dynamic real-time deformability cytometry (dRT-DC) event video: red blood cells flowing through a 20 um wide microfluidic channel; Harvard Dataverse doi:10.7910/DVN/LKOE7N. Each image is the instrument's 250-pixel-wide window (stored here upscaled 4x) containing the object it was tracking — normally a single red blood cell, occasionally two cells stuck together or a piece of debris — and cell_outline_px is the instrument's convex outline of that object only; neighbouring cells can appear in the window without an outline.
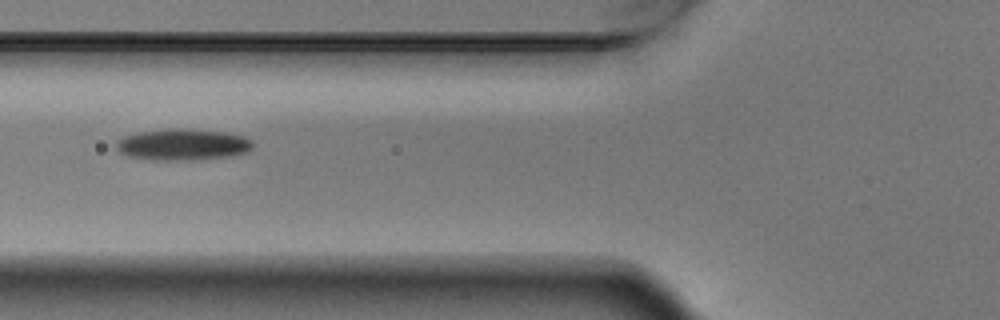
{"species": "Egyptian fruit bat (a non-hibernating species)", "species_latin": "Rousettus aegyptiacus", "temperature_condition": "warm", "stored_images_in_passage": 8, "camera_frame_rate_fps": 3000, "um_per_image_px": 0.085, "animal": {"sex": "male"}, "frame": {"image": 1, "passage_image": 6, "time_ms": 1.667, "image_size_px": [1000, 320], "cell_outline_px": [[252, 148], [248, 152], [232, 156], [200, 160], [152, 160], [128, 156], [120, 152], [116, 148], [116, 140], [124, 136], [136, 132], [172, 128], [180, 128], [228, 132], [244, 136], [252, 140]], "centroid_in_image_um": [15.55, 12.29], "position_along_channel_um": 110.3, "area_um2": 25.43}}
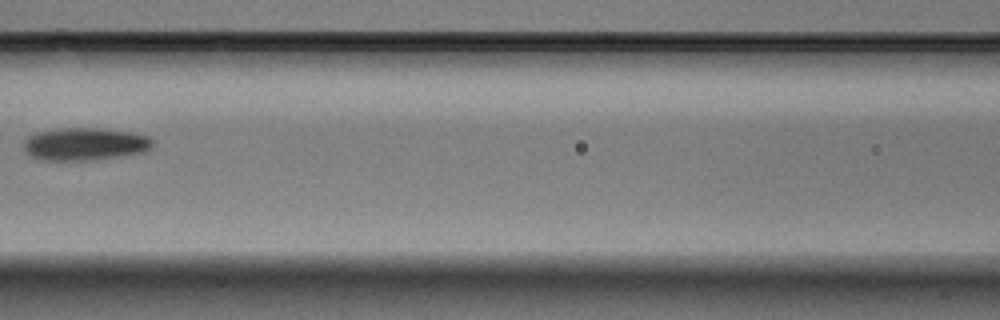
{"frame": {"image": 2, "passage_image": 7, "time_ms": 2.0, "image_size_px": [1000, 320], "cell_outline_px": [[152, 148], [144, 152], [96, 160], [40, 160], [32, 156], [24, 148], [24, 140], [28, 136], [36, 132], [60, 128], [96, 128], [132, 132], [148, 136], [152, 140]], "centroid_in_image_um": [7.22, 12.24], "position_along_channel_um": 159.4, "area_um2": 24.57}}
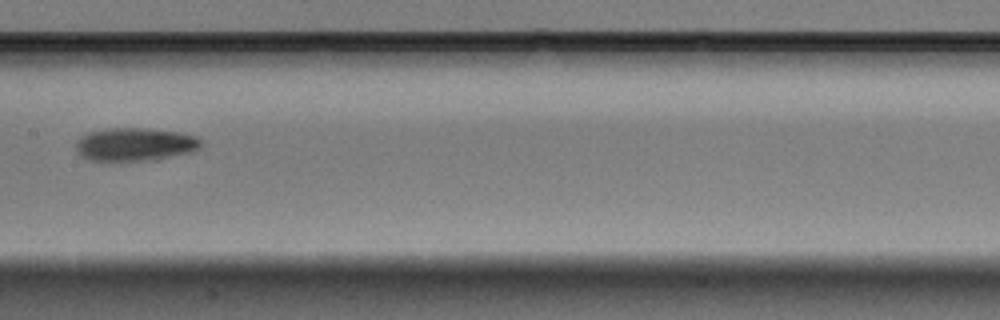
{"frame": {"image": 3, "passage_image": 8, "time_ms": 2.333, "image_size_px": [1000, 320], "cell_outline_px": [[200, 148], [188, 152], [156, 160], [88, 160], [80, 156], [76, 152], [76, 144], [80, 136], [88, 132], [108, 128], [148, 128], [180, 132], [196, 136], [200, 140]], "centroid_in_image_um": [11.44, 12.26], "position_along_channel_um": 196.0, "area_um2": 24.16}}